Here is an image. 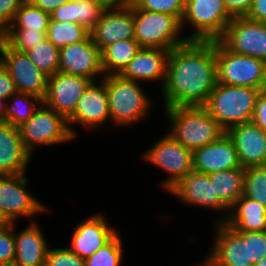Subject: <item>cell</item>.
I'll list each match as a JSON object with an SVG mask.
<instances>
[{
    "instance_id": "38",
    "label": "cell",
    "mask_w": 266,
    "mask_h": 266,
    "mask_svg": "<svg viewBox=\"0 0 266 266\" xmlns=\"http://www.w3.org/2000/svg\"><path fill=\"white\" fill-rule=\"evenodd\" d=\"M45 266H85L80 256L67 248H49Z\"/></svg>"
},
{
    "instance_id": "36",
    "label": "cell",
    "mask_w": 266,
    "mask_h": 266,
    "mask_svg": "<svg viewBox=\"0 0 266 266\" xmlns=\"http://www.w3.org/2000/svg\"><path fill=\"white\" fill-rule=\"evenodd\" d=\"M104 11L101 4L88 1L76 0V23L91 31Z\"/></svg>"
},
{
    "instance_id": "1",
    "label": "cell",
    "mask_w": 266,
    "mask_h": 266,
    "mask_svg": "<svg viewBox=\"0 0 266 266\" xmlns=\"http://www.w3.org/2000/svg\"><path fill=\"white\" fill-rule=\"evenodd\" d=\"M216 84L215 41H187L170 50L160 90L164 107L203 106Z\"/></svg>"
},
{
    "instance_id": "26",
    "label": "cell",
    "mask_w": 266,
    "mask_h": 266,
    "mask_svg": "<svg viewBox=\"0 0 266 266\" xmlns=\"http://www.w3.org/2000/svg\"><path fill=\"white\" fill-rule=\"evenodd\" d=\"M141 49L134 39L119 40L101 51L104 75H119Z\"/></svg>"
},
{
    "instance_id": "32",
    "label": "cell",
    "mask_w": 266,
    "mask_h": 266,
    "mask_svg": "<svg viewBox=\"0 0 266 266\" xmlns=\"http://www.w3.org/2000/svg\"><path fill=\"white\" fill-rule=\"evenodd\" d=\"M122 240L118 232L107 244L84 260L85 266H122L124 262Z\"/></svg>"
},
{
    "instance_id": "47",
    "label": "cell",
    "mask_w": 266,
    "mask_h": 266,
    "mask_svg": "<svg viewBox=\"0 0 266 266\" xmlns=\"http://www.w3.org/2000/svg\"><path fill=\"white\" fill-rule=\"evenodd\" d=\"M136 0H103L104 10H124L132 8Z\"/></svg>"
},
{
    "instance_id": "46",
    "label": "cell",
    "mask_w": 266,
    "mask_h": 266,
    "mask_svg": "<svg viewBox=\"0 0 266 266\" xmlns=\"http://www.w3.org/2000/svg\"><path fill=\"white\" fill-rule=\"evenodd\" d=\"M34 6L41 9L43 12L51 14L59 6L70 2L71 0H28Z\"/></svg>"
},
{
    "instance_id": "18",
    "label": "cell",
    "mask_w": 266,
    "mask_h": 266,
    "mask_svg": "<svg viewBox=\"0 0 266 266\" xmlns=\"http://www.w3.org/2000/svg\"><path fill=\"white\" fill-rule=\"evenodd\" d=\"M104 216L102 213L92 214L73 228L71 247L68 248L84 260L118 233L117 228L110 226L108 218Z\"/></svg>"
},
{
    "instance_id": "4",
    "label": "cell",
    "mask_w": 266,
    "mask_h": 266,
    "mask_svg": "<svg viewBox=\"0 0 266 266\" xmlns=\"http://www.w3.org/2000/svg\"><path fill=\"white\" fill-rule=\"evenodd\" d=\"M261 89L217 83L203 107L225 130L250 123Z\"/></svg>"
},
{
    "instance_id": "27",
    "label": "cell",
    "mask_w": 266,
    "mask_h": 266,
    "mask_svg": "<svg viewBox=\"0 0 266 266\" xmlns=\"http://www.w3.org/2000/svg\"><path fill=\"white\" fill-rule=\"evenodd\" d=\"M245 168H234L209 174L215 195L230 209L243 195Z\"/></svg>"
},
{
    "instance_id": "5",
    "label": "cell",
    "mask_w": 266,
    "mask_h": 266,
    "mask_svg": "<svg viewBox=\"0 0 266 266\" xmlns=\"http://www.w3.org/2000/svg\"><path fill=\"white\" fill-rule=\"evenodd\" d=\"M232 20L223 0H186L181 29L184 33V28L191 27L193 33L184 36L188 41H215Z\"/></svg>"
},
{
    "instance_id": "22",
    "label": "cell",
    "mask_w": 266,
    "mask_h": 266,
    "mask_svg": "<svg viewBox=\"0 0 266 266\" xmlns=\"http://www.w3.org/2000/svg\"><path fill=\"white\" fill-rule=\"evenodd\" d=\"M239 156L241 166L266 165V132L253 124L235 125L226 131Z\"/></svg>"
},
{
    "instance_id": "30",
    "label": "cell",
    "mask_w": 266,
    "mask_h": 266,
    "mask_svg": "<svg viewBox=\"0 0 266 266\" xmlns=\"http://www.w3.org/2000/svg\"><path fill=\"white\" fill-rule=\"evenodd\" d=\"M50 14L43 12L30 1L25 0L16 11L15 17L8 28H23L33 31H47Z\"/></svg>"
},
{
    "instance_id": "54",
    "label": "cell",
    "mask_w": 266,
    "mask_h": 266,
    "mask_svg": "<svg viewBox=\"0 0 266 266\" xmlns=\"http://www.w3.org/2000/svg\"><path fill=\"white\" fill-rule=\"evenodd\" d=\"M88 1H92V2H96L102 5L103 7V0H88Z\"/></svg>"
},
{
    "instance_id": "48",
    "label": "cell",
    "mask_w": 266,
    "mask_h": 266,
    "mask_svg": "<svg viewBox=\"0 0 266 266\" xmlns=\"http://www.w3.org/2000/svg\"><path fill=\"white\" fill-rule=\"evenodd\" d=\"M7 99L0 98V123L6 122L5 121V113L7 107Z\"/></svg>"
},
{
    "instance_id": "49",
    "label": "cell",
    "mask_w": 266,
    "mask_h": 266,
    "mask_svg": "<svg viewBox=\"0 0 266 266\" xmlns=\"http://www.w3.org/2000/svg\"><path fill=\"white\" fill-rule=\"evenodd\" d=\"M10 224V221L5 217V215L0 212V230L6 228Z\"/></svg>"
},
{
    "instance_id": "3",
    "label": "cell",
    "mask_w": 266,
    "mask_h": 266,
    "mask_svg": "<svg viewBox=\"0 0 266 266\" xmlns=\"http://www.w3.org/2000/svg\"><path fill=\"white\" fill-rule=\"evenodd\" d=\"M103 79L106 82L110 123L113 127H131L148 118L154 108L153 99L148 97L141 83L120 75H108Z\"/></svg>"
},
{
    "instance_id": "40",
    "label": "cell",
    "mask_w": 266,
    "mask_h": 266,
    "mask_svg": "<svg viewBox=\"0 0 266 266\" xmlns=\"http://www.w3.org/2000/svg\"><path fill=\"white\" fill-rule=\"evenodd\" d=\"M25 0H0V30L4 32L12 23L16 11Z\"/></svg>"
},
{
    "instance_id": "35",
    "label": "cell",
    "mask_w": 266,
    "mask_h": 266,
    "mask_svg": "<svg viewBox=\"0 0 266 266\" xmlns=\"http://www.w3.org/2000/svg\"><path fill=\"white\" fill-rule=\"evenodd\" d=\"M185 2L186 0H136L133 9L167 13L175 16L181 22Z\"/></svg>"
},
{
    "instance_id": "53",
    "label": "cell",
    "mask_w": 266,
    "mask_h": 266,
    "mask_svg": "<svg viewBox=\"0 0 266 266\" xmlns=\"http://www.w3.org/2000/svg\"><path fill=\"white\" fill-rule=\"evenodd\" d=\"M264 90H266V61H265V75H264Z\"/></svg>"
},
{
    "instance_id": "44",
    "label": "cell",
    "mask_w": 266,
    "mask_h": 266,
    "mask_svg": "<svg viewBox=\"0 0 266 266\" xmlns=\"http://www.w3.org/2000/svg\"><path fill=\"white\" fill-rule=\"evenodd\" d=\"M17 92L14 81L0 62V98L9 99Z\"/></svg>"
},
{
    "instance_id": "24",
    "label": "cell",
    "mask_w": 266,
    "mask_h": 266,
    "mask_svg": "<svg viewBox=\"0 0 266 266\" xmlns=\"http://www.w3.org/2000/svg\"><path fill=\"white\" fill-rule=\"evenodd\" d=\"M15 258L18 266H45L49 243L37 221L29 222L25 229L19 232L15 229Z\"/></svg>"
},
{
    "instance_id": "19",
    "label": "cell",
    "mask_w": 266,
    "mask_h": 266,
    "mask_svg": "<svg viewBox=\"0 0 266 266\" xmlns=\"http://www.w3.org/2000/svg\"><path fill=\"white\" fill-rule=\"evenodd\" d=\"M192 159L194 171L208 175L242 167L236 147L227 133L218 140L193 151Z\"/></svg>"
},
{
    "instance_id": "11",
    "label": "cell",
    "mask_w": 266,
    "mask_h": 266,
    "mask_svg": "<svg viewBox=\"0 0 266 266\" xmlns=\"http://www.w3.org/2000/svg\"><path fill=\"white\" fill-rule=\"evenodd\" d=\"M0 62L14 81L17 92L45 99L49 76L39 70L26 53L11 49L4 41L0 46Z\"/></svg>"
},
{
    "instance_id": "55",
    "label": "cell",
    "mask_w": 266,
    "mask_h": 266,
    "mask_svg": "<svg viewBox=\"0 0 266 266\" xmlns=\"http://www.w3.org/2000/svg\"><path fill=\"white\" fill-rule=\"evenodd\" d=\"M2 41H3V32L0 30V46H1Z\"/></svg>"
},
{
    "instance_id": "14",
    "label": "cell",
    "mask_w": 266,
    "mask_h": 266,
    "mask_svg": "<svg viewBox=\"0 0 266 266\" xmlns=\"http://www.w3.org/2000/svg\"><path fill=\"white\" fill-rule=\"evenodd\" d=\"M219 41L231 52L266 61V23L233 18Z\"/></svg>"
},
{
    "instance_id": "33",
    "label": "cell",
    "mask_w": 266,
    "mask_h": 266,
    "mask_svg": "<svg viewBox=\"0 0 266 266\" xmlns=\"http://www.w3.org/2000/svg\"><path fill=\"white\" fill-rule=\"evenodd\" d=\"M46 32L23 28H7L3 32V41L11 49L26 53L47 39Z\"/></svg>"
},
{
    "instance_id": "51",
    "label": "cell",
    "mask_w": 266,
    "mask_h": 266,
    "mask_svg": "<svg viewBox=\"0 0 266 266\" xmlns=\"http://www.w3.org/2000/svg\"><path fill=\"white\" fill-rule=\"evenodd\" d=\"M200 264V265H198ZM196 264L197 266H212L207 260H205L204 258L202 259L201 263Z\"/></svg>"
},
{
    "instance_id": "23",
    "label": "cell",
    "mask_w": 266,
    "mask_h": 266,
    "mask_svg": "<svg viewBox=\"0 0 266 266\" xmlns=\"http://www.w3.org/2000/svg\"><path fill=\"white\" fill-rule=\"evenodd\" d=\"M31 158L18 127L8 122L0 123V175L27 173Z\"/></svg>"
},
{
    "instance_id": "34",
    "label": "cell",
    "mask_w": 266,
    "mask_h": 266,
    "mask_svg": "<svg viewBox=\"0 0 266 266\" xmlns=\"http://www.w3.org/2000/svg\"><path fill=\"white\" fill-rule=\"evenodd\" d=\"M243 196L266 206V165L245 168Z\"/></svg>"
},
{
    "instance_id": "16",
    "label": "cell",
    "mask_w": 266,
    "mask_h": 266,
    "mask_svg": "<svg viewBox=\"0 0 266 266\" xmlns=\"http://www.w3.org/2000/svg\"><path fill=\"white\" fill-rule=\"evenodd\" d=\"M58 72L87 77L92 81L103 79L101 50L90 35L85 40L60 49Z\"/></svg>"
},
{
    "instance_id": "17",
    "label": "cell",
    "mask_w": 266,
    "mask_h": 266,
    "mask_svg": "<svg viewBox=\"0 0 266 266\" xmlns=\"http://www.w3.org/2000/svg\"><path fill=\"white\" fill-rule=\"evenodd\" d=\"M92 82L87 77L56 72L49 76L48 88L43 103L56 113L68 118L75 110L78 100Z\"/></svg>"
},
{
    "instance_id": "28",
    "label": "cell",
    "mask_w": 266,
    "mask_h": 266,
    "mask_svg": "<svg viewBox=\"0 0 266 266\" xmlns=\"http://www.w3.org/2000/svg\"><path fill=\"white\" fill-rule=\"evenodd\" d=\"M42 103L43 100L35 95L16 92L7 101L5 121L19 127L32 117Z\"/></svg>"
},
{
    "instance_id": "9",
    "label": "cell",
    "mask_w": 266,
    "mask_h": 266,
    "mask_svg": "<svg viewBox=\"0 0 266 266\" xmlns=\"http://www.w3.org/2000/svg\"><path fill=\"white\" fill-rule=\"evenodd\" d=\"M166 134V135H165ZM162 135L147 151L142 153L145 162L166 172L161 187L168 192L182 178L193 171L192 152L174 139L169 133Z\"/></svg>"
},
{
    "instance_id": "15",
    "label": "cell",
    "mask_w": 266,
    "mask_h": 266,
    "mask_svg": "<svg viewBox=\"0 0 266 266\" xmlns=\"http://www.w3.org/2000/svg\"><path fill=\"white\" fill-rule=\"evenodd\" d=\"M213 223L215 238L204 259L212 266H253L249 261L248 240L225 222Z\"/></svg>"
},
{
    "instance_id": "2",
    "label": "cell",
    "mask_w": 266,
    "mask_h": 266,
    "mask_svg": "<svg viewBox=\"0 0 266 266\" xmlns=\"http://www.w3.org/2000/svg\"><path fill=\"white\" fill-rule=\"evenodd\" d=\"M169 133L191 152L218 140L226 131L203 106L164 107Z\"/></svg>"
},
{
    "instance_id": "25",
    "label": "cell",
    "mask_w": 266,
    "mask_h": 266,
    "mask_svg": "<svg viewBox=\"0 0 266 266\" xmlns=\"http://www.w3.org/2000/svg\"><path fill=\"white\" fill-rule=\"evenodd\" d=\"M224 222L236 231H266V206L242 195Z\"/></svg>"
},
{
    "instance_id": "45",
    "label": "cell",
    "mask_w": 266,
    "mask_h": 266,
    "mask_svg": "<svg viewBox=\"0 0 266 266\" xmlns=\"http://www.w3.org/2000/svg\"><path fill=\"white\" fill-rule=\"evenodd\" d=\"M246 17L252 21L266 23V0H253Z\"/></svg>"
},
{
    "instance_id": "21",
    "label": "cell",
    "mask_w": 266,
    "mask_h": 266,
    "mask_svg": "<svg viewBox=\"0 0 266 266\" xmlns=\"http://www.w3.org/2000/svg\"><path fill=\"white\" fill-rule=\"evenodd\" d=\"M134 9L104 10L90 31L93 43L102 51L119 40L134 38Z\"/></svg>"
},
{
    "instance_id": "20",
    "label": "cell",
    "mask_w": 266,
    "mask_h": 266,
    "mask_svg": "<svg viewBox=\"0 0 266 266\" xmlns=\"http://www.w3.org/2000/svg\"><path fill=\"white\" fill-rule=\"evenodd\" d=\"M169 52L162 48H141L119 75L139 83L160 82L158 87L161 90L166 79Z\"/></svg>"
},
{
    "instance_id": "13",
    "label": "cell",
    "mask_w": 266,
    "mask_h": 266,
    "mask_svg": "<svg viewBox=\"0 0 266 266\" xmlns=\"http://www.w3.org/2000/svg\"><path fill=\"white\" fill-rule=\"evenodd\" d=\"M167 193L175 196L183 204L192 207H200L208 210L222 212L223 216L216 219L215 222H224L230 209L215 195L213 181H210L209 175L196 171H191L174 185Z\"/></svg>"
},
{
    "instance_id": "10",
    "label": "cell",
    "mask_w": 266,
    "mask_h": 266,
    "mask_svg": "<svg viewBox=\"0 0 266 266\" xmlns=\"http://www.w3.org/2000/svg\"><path fill=\"white\" fill-rule=\"evenodd\" d=\"M26 174L0 175V212L10 223L22 217L34 222L37 214L48 212V206L29 192Z\"/></svg>"
},
{
    "instance_id": "6",
    "label": "cell",
    "mask_w": 266,
    "mask_h": 266,
    "mask_svg": "<svg viewBox=\"0 0 266 266\" xmlns=\"http://www.w3.org/2000/svg\"><path fill=\"white\" fill-rule=\"evenodd\" d=\"M134 39L141 48L172 50L185 44L181 22L167 13L134 9Z\"/></svg>"
},
{
    "instance_id": "29",
    "label": "cell",
    "mask_w": 266,
    "mask_h": 266,
    "mask_svg": "<svg viewBox=\"0 0 266 266\" xmlns=\"http://www.w3.org/2000/svg\"><path fill=\"white\" fill-rule=\"evenodd\" d=\"M90 35L84 26L74 22H56L50 20L46 32L47 39L61 49L69 44L85 40Z\"/></svg>"
},
{
    "instance_id": "7",
    "label": "cell",
    "mask_w": 266,
    "mask_h": 266,
    "mask_svg": "<svg viewBox=\"0 0 266 266\" xmlns=\"http://www.w3.org/2000/svg\"><path fill=\"white\" fill-rule=\"evenodd\" d=\"M18 129L25 149L31 155L36 152V148L68 143L76 139L71 133L67 118L44 103Z\"/></svg>"
},
{
    "instance_id": "37",
    "label": "cell",
    "mask_w": 266,
    "mask_h": 266,
    "mask_svg": "<svg viewBox=\"0 0 266 266\" xmlns=\"http://www.w3.org/2000/svg\"><path fill=\"white\" fill-rule=\"evenodd\" d=\"M248 240L249 261L252 264L258 263L266 257V231H238Z\"/></svg>"
},
{
    "instance_id": "52",
    "label": "cell",
    "mask_w": 266,
    "mask_h": 266,
    "mask_svg": "<svg viewBox=\"0 0 266 266\" xmlns=\"http://www.w3.org/2000/svg\"><path fill=\"white\" fill-rule=\"evenodd\" d=\"M0 266H18V265L15 264L14 262H12V263H4V264H0Z\"/></svg>"
},
{
    "instance_id": "8",
    "label": "cell",
    "mask_w": 266,
    "mask_h": 266,
    "mask_svg": "<svg viewBox=\"0 0 266 266\" xmlns=\"http://www.w3.org/2000/svg\"><path fill=\"white\" fill-rule=\"evenodd\" d=\"M217 83L264 90L265 61L228 50L215 40Z\"/></svg>"
},
{
    "instance_id": "43",
    "label": "cell",
    "mask_w": 266,
    "mask_h": 266,
    "mask_svg": "<svg viewBox=\"0 0 266 266\" xmlns=\"http://www.w3.org/2000/svg\"><path fill=\"white\" fill-rule=\"evenodd\" d=\"M251 122L266 132V90H261Z\"/></svg>"
},
{
    "instance_id": "41",
    "label": "cell",
    "mask_w": 266,
    "mask_h": 266,
    "mask_svg": "<svg viewBox=\"0 0 266 266\" xmlns=\"http://www.w3.org/2000/svg\"><path fill=\"white\" fill-rule=\"evenodd\" d=\"M50 20L56 22H74L76 23V0H71L56 8L50 14Z\"/></svg>"
},
{
    "instance_id": "31",
    "label": "cell",
    "mask_w": 266,
    "mask_h": 266,
    "mask_svg": "<svg viewBox=\"0 0 266 266\" xmlns=\"http://www.w3.org/2000/svg\"><path fill=\"white\" fill-rule=\"evenodd\" d=\"M26 54L31 62L48 76L58 72L60 49L55 47L48 39L27 51Z\"/></svg>"
},
{
    "instance_id": "42",
    "label": "cell",
    "mask_w": 266,
    "mask_h": 266,
    "mask_svg": "<svg viewBox=\"0 0 266 266\" xmlns=\"http://www.w3.org/2000/svg\"><path fill=\"white\" fill-rule=\"evenodd\" d=\"M228 14L232 18L246 17L251 9L253 0H223Z\"/></svg>"
},
{
    "instance_id": "12",
    "label": "cell",
    "mask_w": 266,
    "mask_h": 266,
    "mask_svg": "<svg viewBox=\"0 0 266 266\" xmlns=\"http://www.w3.org/2000/svg\"><path fill=\"white\" fill-rule=\"evenodd\" d=\"M71 133L76 138L78 132L74 128L83 126L86 130L101 129L107 121L110 124V112L107 100L106 82L104 79L92 81L78 100L74 112L67 118ZM105 124V125H104ZM74 125V126H73ZM100 127V128H99Z\"/></svg>"
},
{
    "instance_id": "39",
    "label": "cell",
    "mask_w": 266,
    "mask_h": 266,
    "mask_svg": "<svg viewBox=\"0 0 266 266\" xmlns=\"http://www.w3.org/2000/svg\"><path fill=\"white\" fill-rule=\"evenodd\" d=\"M15 258L14 223L0 230V264L12 263Z\"/></svg>"
},
{
    "instance_id": "50",
    "label": "cell",
    "mask_w": 266,
    "mask_h": 266,
    "mask_svg": "<svg viewBox=\"0 0 266 266\" xmlns=\"http://www.w3.org/2000/svg\"><path fill=\"white\" fill-rule=\"evenodd\" d=\"M253 266H266V257L262 258L258 263Z\"/></svg>"
}]
</instances>
